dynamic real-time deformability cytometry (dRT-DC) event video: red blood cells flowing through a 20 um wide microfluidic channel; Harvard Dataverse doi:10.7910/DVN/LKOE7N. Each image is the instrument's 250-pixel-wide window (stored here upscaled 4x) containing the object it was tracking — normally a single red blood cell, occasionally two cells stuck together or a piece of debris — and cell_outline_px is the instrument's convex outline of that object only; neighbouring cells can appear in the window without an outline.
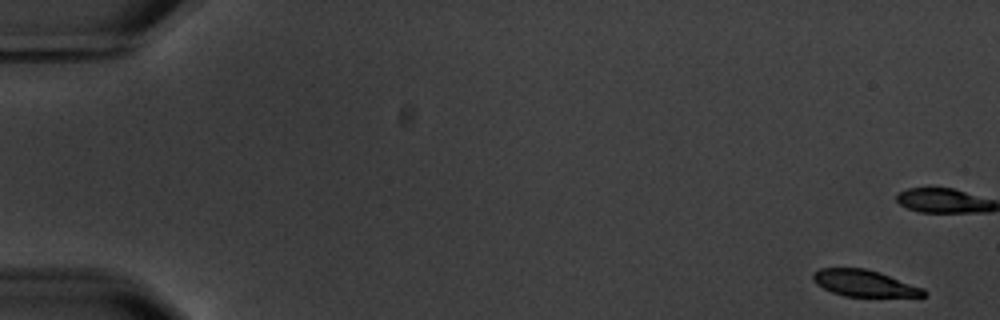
{"species": "common noctule bat (a hibernating species)", "species_latin": "Nyctalus noctula", "temperature_condition": "warm", "stored_images_in_passage": 4, "camera_frame_rate_fps": 3000, "um_per_image_px": 0.085, "animal": {"sex": "male", "body_mass_g": 20.1, "forearm_length_mm": 53.5}, "frame": {"image": 1, "passage_image": 1, "time_ms": 0.0, "image_size_px": [1000, 320], "cell_outline_px": [[928, 296], [844, 296], [832, 292], [816, 284], [812, 280], [812, 272], [820, 268], [864, 268], [880, 272], [924, 288], [928, 292]], "centroid_in_image_um": [73.46, 24.07], "position_along_channel_um": 11.5, "area_um2": 17.17}}